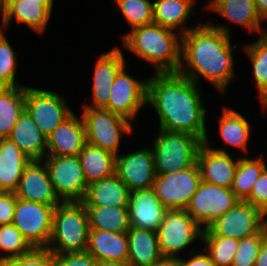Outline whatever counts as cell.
<instances>
[{
  "instance_id": "obj_1",
  "label": "cell",
  "mask_w": 267,
  "mask_h": 266,
  "mask_svg": "<svg viewBox=\"0 0 267 266\" xmlns=\"http://www.w3.org/2000/svg\"><path fill=\"white\" fill-rule=\"evenodd\" d=\"M201 97L198 84L177 72L148 78L147 104L157 112L159 129L189 133L204 142L207 110Z\"/></svg>"
},
{
  "instance_id": "obj_2",
  "label": "cell",
  "mask_w": 267,
  "mask_h": 266,
  "mask_svg": "<svg viewBox=\"0 0 267 266\" xmlns=\"http://www.w3.org/2000/svg\"><path fill=\"white\" fill-rule=\"evenodd\" d=\"M230 35L229 28L226 26L209 22L199 23L197 27L183 34L181 64L177 73L196 84H198L197 77L200 75L221 93L226 92L234 75L235 63Z\"/></svg>"
},
{
  "instance_id": "obj_3",
  "label": "cell",
  "mask_w": 267,
  "mask_h": 266,
  "mask_svg": "<svg viewBox=\"0 0 267 266\" xmlns=\"http://www.w3.org/2000/svg\"><path fill=\"white\" fill-rule=\"evenodd\" d=\"M156 23L136 27L123 35V45L156 67L155 73H176L181 64L182 34ZM179 37V38H178Z\"/></svg>"
},
{
  "instance_id": "obj_4",
  "label": "cell",
  "mask_w": 267,
  "mask_h": 266,
  "mask_svg": "<svg viewBox=\"0 0 267 266\" xmlns=\"http://www.w3.org/2000/svg\"><path fill=\"white\" fill-rule=\"evenodd\" d=\"M89 231L85 204L82 201L60 202L53 213L52 234L47 249L53 254L85 252Z\"/></svg>"
},
{
  "instance_id": "obj_5",
  "label": "cell",
  "mask_w": 267,
  "mask_h": 266,
  "mask_svg": "<svg viewBox=\"0 0 267 266\" xmlns=\"http://www.w3.org/2000/svg\"><path fill=\"white\" fill-rule=\"evenodd\" d=\"M202 143L198 137L189 133L159 129L152 147L156 175L192 167Z\"/></svg>"
},
{
  "instance_id": "obj_6",
  "label": "cell",
  "mask_w": 267,
  "mask_h": 266,
  "mask_svg": "<svg viewBox=\"0 0 267 266\" xmlns=\"http://www.w3.org/2000/svg\"><path fill=\"white\" fill-rule=\"evenodd\" d=\"M86 142L117 156L123 134L132 133L131 121L103 108H84ZM123 133V134H122Z\"/></svg>"
},
{
  "instance_id": "obj_7",
  "label": "cell",
  "mask_w": 267,
  "mask_h": 266,
  "mask_svg": "<svg viewBox=\"0 0 267 266\" xmlns=\"http://www.w3.org/2000/svg\"><path fill=\"white\" fill-rule=\"evenodd\" d=\"M159 248L164 259L178 260L179 252L196 239H202L201 228L184 209H167L156 231Z\"/></svg>"
},
{
  "instance_id": "obj_8",
  "label": "cell",
  "mask_w": 267,
  "mask_h": 266,
  "mask_svg": "<svg viewBox=\"0 0 267 266\" xmlns=\"http://www.w3.org/2000/svg\"><path fill=\"white\" fill-rule=\"evenodd\" d=\"M267 215L253 204L238 203L203 230L202 236H223L242 239L261 232L267 226Z\"/></svg>"
},
{
  "instance_id": "obj_9",
  "label": "cell",
  "mask_w": 267,
  "mask_h": 266,
  "mask_svg": "<svg viewBox=\"0 0 267 266\" xmlns=\"http://www.w3.org/2000/svg\"><path fill=\"white\" fill-rule=\"evenodd\" d=\"M53 190L61 202L83 201L88 189L78 156L47 155L43 159Z\"/></svg>"
},
{
  "instance_id": "obj_10",
  "label": "cell",
  "mask_w": 267,
  "mask_h": 266,
  "mask_svg": "<svg viewBox=\"0 0 267 266\" xmlns=\"http://www.w3.org/2000/svg\"><path fill=\"white\" fill-rule=\"evenodd\" d=\"M55 207L17 198L12 224L33 248H47Z\"/></svg>"
},
{
  "instance_id": "obj_11",
  "label": "cell",
  "mask_w": 267,
  "mask_h": 266,
  "mask_svg": "<svg viewBox=\"0 0 267 266\" xmlns=\"http://www.w3.org/2000/svg\"><path fill=\"white\" fill-rule=\"evenodd\" d=\"M238 201L231 189L201 181L185 210L205 230Z\"/></svg>"
},
{
  "instance_id": "obj_12",
  "label": "cell",
  "mask_w": 267,
  "mask_h": 266,
  "mask_svg": "<svg viewBox=\"0 0 267 266\" xmlns=\"http://www.w3.org/2000/svg\"><path fill=\"white\" fill-rule=\"evenodd\" d=\"M25 111L46 137L73 113L62 95L29 86L26 87Z\"/></svg>"
},
{
  "instance_id": "obj_13",
  "label": "cell",
  "mask_w": 267,
  "mask_h": 266,
  "mask_svg": "<svg viewBox=\"0 0 267 266\" xmlns=\"http://www.w3.org/2000/svg\"><path fill=\"white\" fill-rule=\"evenodd\" d=\"M197 163L188 169L156 175L153 189L167 209H186L201 183Z\"/></svg>"
},
{
  "instance_id": "obj_14",
  "label": "cell",
  "mask_w": 267,
  "mask_h": 266,
  "mask_svg": "<svg viewBox=\"0 0 267 266\" xmlns=\"http://www.w3.org/2000/svg\"><path fill=\"white\" fill-rule=\"evenodd\" d=\"M124 66L110 89L108 105L104 108L110 112L132 121L147 103V82L134 79L127 74Z\"/></svg>"
},
{
  "instance_id": "obj_15",
  "label": "cell",
  "mask_w": 267,
  "mask_h": 266,
  "mask_svg": "<svg viewBox=\"0 0 267 266\" xmlns=\"http://www.w3.org/2000/svg\"><path fill=\"white\" fill-rule=\"evenodd\" d=\"M115 174L128 187L129 191L153 187L156 172L152 148L116 156Z\"/></svg>"
},
{
  "instance_id": "obj_16",
  "label": "cell",
  "mask_w": 267,
  "mask_h": 266,
  "mask_svg": "<svg viewBox=\"0 0 267 266\" xmlns=\"http://www.w3.org/2000/svg\"><path fill=\"white\" fill-rule=\"evenodd\" d=\"M208 136L199 147L196 163L204 182L231 189L237 160L224 149L210 148Z\"/></svg>"
},
{
  "instance_id": "obj_17",
  "label": "cell",
  "mask_w": 267,
  "mask_h": 266,
  "mask_svg": "<svg viewBox=\"0 0 267 266\" xmlns=\"http://www.w3.org/2000/svg\"><path fill=\"white\" fill-rule=\"evenodd\" d=\"M17 198L45 205L57 206L61 201L56 196L49 172L43 160H31L24 168Z\"/></svg>"
},
{
  "instance_id": "obj_18",
  "label": "cell",
  "mask_w": 267,
  "mask_h": 266,
  "mask_svg": "<svg viewBox=\"0 0 267 266\" xmlns=\"http://www.w3.org/2000/svg\"><path fill=\"white\" fill-rule=\"evenodd\" d=\"M130 227L157 231L167 208L153 188L130 192L128 202Z\"/></svg>"
},
{
  "instance_id": "obj_19",
  "label": "cell",
  "mask_w": 267,
  "mask_h": 266,
  "mask_svg": "<svg viewBox=\"0 0 267 266\" xmlns=\"http://www.w3.org/2000/svg\"><path fill=\"white\" fill-rule=\"evenodd\" d=\"M125 66L123 52L119 47L99 55L96 60L93 76V105H83V108H105L108 105L110 89L115 77Z\"/></svg>"
},
{
  "instance_id": "obj_20",
  "label": "cell",
  "mask_w": 267,
  "mask_h": 266,
  "mask_svg": "<svg viewBox=\"0 0 267 266\" xmlns=\"http://www.w3.org/2000/svg\"><path fill=\"white\" fill-rule=\"evenodd\" d=\"M86 143L83 119L72 113L47 137V155L78 156Z\"/></svg>"
},
{
  "instance_id": "obj_21",
  "label": "cell",
  "mask_w": 267,
  "mask_h": 266,
  "mask_svg": "<svg viewBox=\"0 0 267 266\" xmlns=\"http://www.w3.org/2000/svg\"><path fill=\"white\" fill-rule=\"evenodd\" d=\"M86 251L98 262H127V233L90 229Z\"/></svg>"
},
{
  "instance_id": "obj_22",
  "label": "cell",
  "mask_w": 267,
  "mask_h": 266,
  "mask_svg": "<svg viewBox=\"0 0 267 266\" xmlns=\"http://www.w3.org/2000/svg\"><path fill=\"white\" fill-rule=\"evenodd\" d=\"M30 160H43L47 156V137L24 110L8 137Z\"/></svg>"
},
{
  "instance_id": "obj_23",
  "label": "cell",
  "mask_w": 267,
  "mask_h": 266,
  "mask_svg": "<svg viewBox=\"0 0 267 266\" xmlns=\"http://www.w3.org/2000/svg\"><path fill=\"white\" fill-rule=\"evenodd\" d=\"M127 237V263L131 266H152L164 259L155 231L130 227Z\"/></svg>"
},
{
  "instance_id": "obj_24",
  "label": "cell",
  "mask_w": 267,
  "mask_h": 266,
  "mask_svg": "<svg viewBox=\"0 0 267 266\" xmlns=\"http://www.w3.org/2000/svg\"><path fill=\"white\" fill-rule=\"evenodd\" d=\"M31 160L9 138L0 139V192H15Z\"/></svg>"
},
{
  "instance_id": "obj_25",
  "label": "cell",
  "mask_w": 267,
  "mask_h": 266,
  "mask_svg": "<svg viewBox=\"0 0 267 266\" xmlns=\"http://www.w3.org/2000/svg\"><path fill=\"white\" fill-rule=\"evenodd\" d=\"M130 191L116 174L88 185L85 206L127 207Z\"/></svg>"
},
{
  "instance_id": "obj_26",
  "label": "cell",
  "mask_w": 267,
  "mask_h": 266,
  "mask_svg": "<svg viewBox=\"0 0 267 266\" xmlns=\"http://www.w3.org/2000/svg\"><path fill=\"white\" fill-rule=\"evenodd\" d=\"M52 12L41 1L11 0L5 5L4 30L11 20L26 24L37 33H44ZM14 17V18H13Z\"/></svg>"
},
{
  "instance_id": "obj_27",
  "label": "cell",
  "mask_w": 267,
  "mask_h": 266,
  "mask_svg": "<svg viewBox=\"0 0 267 266\" xmlns=\"http://www.w3.org/2000/svg\"><path fill=\"white\" fill-rule=\"evenodd\" d=\"M208 10L215 11L222 17L246 27L249 31L266 33L262 29L254 0H212L206 5Z\"/></svg>"
},
{
  "instance_id": "obj_28",
  "label": "cell",
  "mask_w": 267,
  "mask_h": 266,
  "mask_svg": "<svg viewBox=\"0 0 267 266\" xmlns=\"http://www.w3.org/2000/svg\"><path fill=\"white\" fill-rule=\"evenodd\" d=\"M195 0H155L153 2V23L185 34L191 28L183 25L190 18ZM183 26V27H182Z\"/></svg>"
},
{
  "instance_id": "obj_29",
  "label": "cell",
  "mask_w": 267,
  "mask_h": 266,
  "mask_svg": "<svg viewBox=\"0 0 267 266\" xmlns=\"http://www.w3.org/2000/svg\"><path fill=\"white\" fill-rule=\"evenodd\" d=\"M78 157L88 185L115 174L116 156L100 147L86 143Z\"/></svg>"
},
{
  "instance_id": "obj_30",
  "label": "cell",
  "mask_w": 267,
  "mask_h": 266,
  "mask_svg": "<svg viewBox=\"0 0 267 266\" xmlns=\"http://www.w3.org/2000/svg\"><path fill=\"white\" fill-rule=\"evenodd\" d=\"M26 86L0 87V139L8 138L25 110Z\"/></svg>"
},
{
  "instance_id": "obj_31",
  "label": "cell",
  "mask_w": 267,
  "mask_h": 266,
  "mask_svg": "<svg viewBox=\"0 0 267 266\" xmlns=\"http://www.w3.org/2000/svg\"><path fill=\"white\" fill-rule=\"evenodd\" d=\"M90 229L127 233L130 220L127 207L85 206Z\"/></svg>"
},
{
  "instance_id": "obj_32",
  "label": "cell",
  "mask_w": 267,
  "mask_h": 266,
  "mask_svg": "<svg viewBox=\"0 0 267 266\" xmlns=\"http://www.w3.org/2000/svg\"><path fill=\"white\" fill-rule=\"evenodd\" d=\"M219 119V132L225 144L235 148L242 149L247 152V144L250 139L251 125L248 120L230 108H223V112Z\"/></svg>"
},
{
  "instance_id": "obj_33",
  "label": "cell",
  "mask_w": 267,
  "mask_h": 266,
  "mask_svg": "<svg viewBox=\"0 0 267 266\" xmlns=\"http://www.w3.org/2000/svg\"><path fill=\"white\" fill-rule=\"evenodd\" d=\"M266 167L262 155L256 159L238 158L231 190L239 200L245 201L250 196L255 181Z\"/></svg>"
},
{
  "instance_id": "obj_34",
  "label": "cell",
  "mask_w": 267,
  "mask_h": 266,
  "mask_svg": "<svg viewBox=\"0 0 267 266\" xmlns=\"http://www.w3.org/2000/svg\"><path fill=\"white\" fill-rule=\"evenodd\" d=\"M259 40L244 45L245 52L252 62L255 84L259 90L262 108L267 110V32L260 34Z\"/></svg>"
},
{
  "instance_id": "obj_35",
  "label": "cell",
  "mask_w": 267,
  "mask_h": 266,
  "mask_svg": "<svg viewBox=\"0 0 267 266\" xmlns=\"http://www.w3.org/2000/svg\"><path fill=\"white\" fill-rule=\"evenodd\" d=\"M206 245L203 252H208L216 266H232L238 248V239L223 236H202Z\"/></svg>"
},
{
  "instance_id": "obj_36",
  "label": "cell",
  "mask_w": 267,
  "mask_h": 266,
  "mask_svg": "<svg viewBox=\"0 0 267 266\" xmlns=\"http://www.w3.org/2000/svg\"><path fill=\"white\" fill-rule=\"evenodd\" d=\"M33 247L21 232L13 225H0V251L6 252L0 256V264L5 260L30 252Z\"/></svg>"
},
{
  "instance_id": "obj_37",
  "label": "cell",
  "mask_w": 267,
  "mask_h": 266,
  "mask_svg": "<svg viewBox=\"0 0 267 266\" xmlns=\"http://www.w3.org/2000/svg\"><path fill=\"white\" fill-rule=\"evenodd\" d=\"M131 30L153 23V3L149 0H115Z\"/></svg>"
},
{
  "instance_id": "obj_38",
  "label": "cell",
  "mask_w": 267,
  "mask_h": 266,
  "mask_svg": "<svg viewBox=\"0 0 267 266\" xmlns=\"http://www.w3.org/2000/svg\"><path fill=\"white\" fill-rule=\"evenodd\" d=\"M16 55L3 30H0V87L23 86L16 81Z\"/></svg>"
},
{
  "instance_id": "obj_39",
  "label": "cell",
  "mask_w": 267,
  "mask_h": 266,
  "mask_svg": "<svg viewBox=\"0 0 267 266\" xmlns=\"http://www.w3.org/2000/svg\"><path fill=\"white\" fill-rule=\"evenodd\" d=\"M267 237V226L257 234L239 240L232 266H255L263 240Z\"/></svg>"
},
{
  "instance_id": "obj_40",
  "label": "cell",
  "mask_w": 267,
  "mask_h": 266,
  "mask_svg": "<svg viewBox=\"0 0 267 266\" xmlns=\"http://www.w3.org/2000/svg\"><path fill=\"white\" fill-rule=\"evenodd\" d=\"M0 266H55V262L47 248H33L26 254L5 260Z\"/></svg>"
},
{
  "instance_id": "obj_41",
  "label": "cell",
  "mask_w": 267,
  "mask_h": 266,
  "mask_svg": "<svg viewBox=\"0 0 267 266\" xmlns=\"http://www.w3.org/2000/svg\"><path fill=\"white\" fill-rule=\"evenodd\" d=\"M267 215V167L255 181L250 196L245 200Z\"/></svg>"
},
{
  "instance_id": "obj_42",
  "label": "cell",
  "mask_w": 267,
  "mask_h": 266,
  "mask_svg": "<svg viewBox=\"0 0 267 266\" xmlns=\"http://www.w3.org/2000/svg\"><path fill=\"white\" fill-rule=\"evenodd\" d=\"M55 266H98L87 251L80 254H53Z\"/></svg>"
},
{
  "instance_id": "obj_43",
  "label": "cell",
  "mask_w": 267,
  "mask_h": 266,
  "mask_svg": "<svg viewBox=\"0 0 267 266\" xmlns=\"http://www.w3.org/2000/svg\"><path fill=\"white\" fill-rule=\"evenodd\" d=\"M16 203L14 192H0V225L12 224Z\"/></svg>"
},
{
  "instance_id": "obj_44",
  "label": "cell",
  "mask_w": 267,
  "mask_h": 266,
  "mask_svg": "<svg viewBox=\"0 0 267 266\" xmlns=\"http://www.w3.org/2000/svg\"><path fill=\"white\" fill-rule=\"evenodd\" d=\"M193 251L194 249L191 251L192 257L188 258V260H185L181 257L178 259L181 266H216L207 253L204 254L200 251Z\"/></svg>"
},
{
  "instance_id": "obj_45",
  "label": "cell",
  "mask_w": 267,
  "mask_h": 266,
  "mask_svg": "<svg viewBox=\"0 0 267 266\" xmlns=\"http://www.w3.org/2000/svg\"><path fill=\"white\" fill-rule=\"evenodd\" d=\"M255 266H267V237L261 243Z\"/></svg>"
},
{
  "instance_id": "obj_46",
  "label": "cell",
  "mask_w": 267,
  "mask_h": 266,
  "mask_svg": "<svg viewBox=\"0 0 267 266\" xmlns=\"http://www.w3.org/2000/svg\"><path fill=\"white\" fill-rule=\"evenodd\" d=\"M255 7L262 21L267 20V0H254Z\"/></svg>"
},
{
  "instance_id": "obj_47",
  "label": "cell",
  "mask_w": 267,
  "mask_h": 266,
  "mask_svg": "<svg viewBox=\"0 0 267 266\" xmlns=\"http://www.w3.org/2000/svg\"><path fill=\"white\" fill-rule=\"evenodd\" d=\"M152 266H181L179 260H174V259H163L156 265Z\"/></svg>"
},
{
  "instance_id": "obj_48",
  "label": "cell",
  "mask_w": 267,
  "mask_h": 266,
  "mask_svg": "<svg viewBox=\"0 0 267 266\" xmlns=\"http://www.w3.org/2000/svg\"><path fill=\"white\" fill-rule=\"evenodd\" d=\"M98 266H131L127 262H108V261H103V262H98Z\"/></svg>"
},
{
  "instance_id": "obj_49",
  "label": "cell",
  "mask_w": 267,
  "mask_h": 266,
  "mask_svg": "<svg viewBox=\"0 0 267 266\" xmlns=\"http://www.w3.org/2000/svg\"><path fill=\"white\" fill-rule=\"evenodd\" d=\"M0 12L2 13V25L0 27V30L4 31V21H5V4L3 3L2 0H0Z\"/></svg>"
},
{
  "instance_id": "obj_50",
  "label": "cell",
  "mask_w": 267,
  "mask_h": 266,
  "mask_svg": "<svg viewBox=\"0 0 267 266\" xmlns=\"http://www.w3.org/2000/svg\"><path fill=\"white\" fill-rule=\"evenodd\" d=\"M27 1H41V5L46 6L52 12L53 0H27Z\"/></svg>"
},
{
  "instance_id": "obj_51",
  "label": "cell",
  "mask_w": 267,
  "mask_h": 266,
  "mask_svg": "<svg viewBox=\"0 0 267 266\" xmlns=\"http://www.w3.org/2000/svg\"><path fill=\"white\" fill-rule=\"evenodd\" d=\"M3 3L6 5L8 2H10L11 0H2Z\"/></svg>"
}]
</instances>
